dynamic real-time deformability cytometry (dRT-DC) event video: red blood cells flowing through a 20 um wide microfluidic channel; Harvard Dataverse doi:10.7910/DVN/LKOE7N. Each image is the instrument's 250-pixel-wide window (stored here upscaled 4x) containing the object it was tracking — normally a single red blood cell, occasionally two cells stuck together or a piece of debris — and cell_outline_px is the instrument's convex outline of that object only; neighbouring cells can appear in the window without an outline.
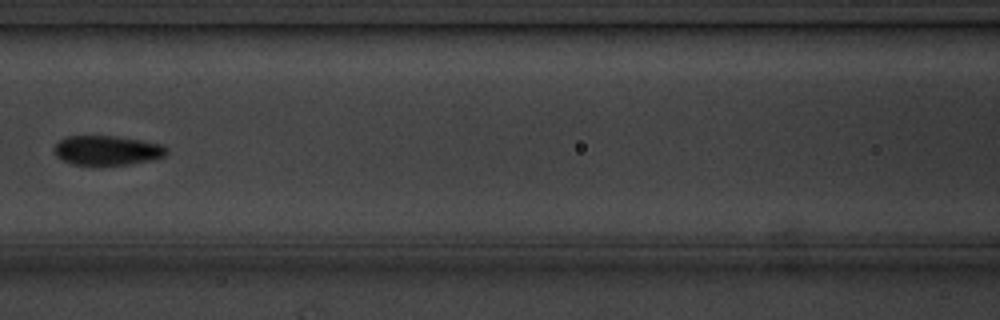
{"species": "common noctule bat (a hibernating species)", "species_latin": "Nyctalus noctula", "temperature_condition": "cold", "stored_images_in_passage": 9, "camera_frame_rate_fps": 3000, "um_per_image_px": 0.085, "animal": {"sex": "male", "body_mass_g": 20.1, "forearm_length_mm": 53.5}, "frame": {"image": 1, "passage_image": 7, "time_ms": 7.333, "image_size_px": [1000, 320], "cell_outline_px": [[168, 152], [164, 156], [152, 160], [128, 164], [92, 168], [72, 164], [56, 156], [52, 148], [60, 140], [68, 136], [116, 136], [164, 144], [168, 148]], "centroid_in_image_um": [9.1, 12.82], "position_along_channel_um": 157.5, "area_um2": 20.06}}